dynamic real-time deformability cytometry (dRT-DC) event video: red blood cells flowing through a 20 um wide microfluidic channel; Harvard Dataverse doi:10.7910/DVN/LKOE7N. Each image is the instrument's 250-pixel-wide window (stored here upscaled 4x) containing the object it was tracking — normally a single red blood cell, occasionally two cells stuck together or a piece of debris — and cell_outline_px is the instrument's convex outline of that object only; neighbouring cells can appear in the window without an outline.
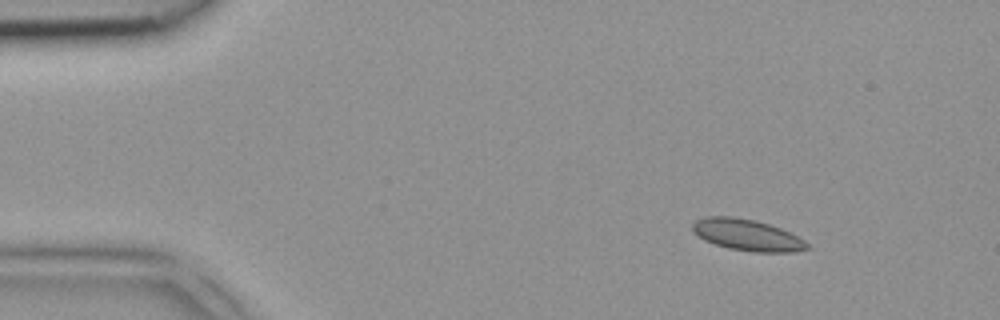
{"species": "common noctule bat (a hibernating species)", "species_latin": "Nyctalus noctula", "temperature_condition": "room temperature", "stored_images_in_passage": 4, "camera_frame_rate_fps": 3000, "um_per_image_px": 0.085, "animal": {"sex": "female", "body_mass_g": 18.4}, "frame": {"image": 1, "passage_image": 1, "time_ms": 0.0, "image_size_px": [1000, 320], "cell_outline_px": [[812, 248], [792, 252], [752, 252], [728, 248], [704, 240], [692, 232], [692, 224], [696, 220], [704, 216], [732, 216], [756, 220], [780, 228], [804, 240]], "centroid_in_image_um": [63.48, 19.97], "position_along_channel_um": 21.5, "area_um2": 21.04}}
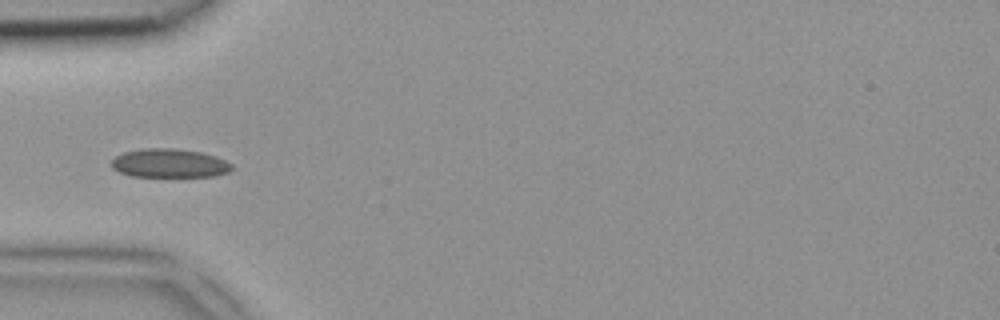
{"frame": {"image": 2, "passage_image": 3, "time_ms": 0.667, "image_size_px": [1000, 320], "cell_outline_px": [[232, 168], [228, 172], [212, 176], [132, 176], [120, 172], [112, 168], [112, 160], [116, 156], [124, 152], [140, 148], [172, 148], [200, 152], [216, 156], [232, 164]], "centroid_in_image_um": [14.38, 13.86], "position_along_channel_um": 70.6, "area_um2": 20.0}}